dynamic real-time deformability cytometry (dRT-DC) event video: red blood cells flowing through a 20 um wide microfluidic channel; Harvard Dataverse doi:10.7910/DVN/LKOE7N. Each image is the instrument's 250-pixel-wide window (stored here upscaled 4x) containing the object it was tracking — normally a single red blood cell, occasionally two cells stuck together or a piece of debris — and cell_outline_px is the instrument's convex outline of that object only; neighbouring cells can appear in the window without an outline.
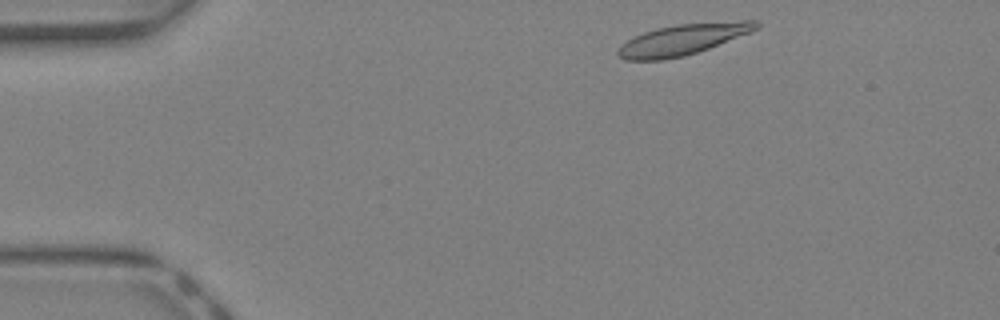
{"species": "Egyptian fruit bat (a non-hibernating species)", "species_latin": "Rousettus aegyptiacus", "temperature_condition": "warm", "stored_images_in_passage": 37, "camera_frame_rate_fps": 3000, "um_per_image_px": 0.085, "animal": {"sex": "female"}, "frame": {"image": 1, "passage_image": 2, "time_ms": 0.333, "image_size_px": [1000, 320], "cell_outline_px": [[760, 28], [708, 48], [684, 56], [664, 60], [624, 60], [616, 52], [628, 40], [644, 32], [656, 28], [676, 24], [744, 20], [756, 20], [760, 24]], "centroid_in_image_um": [58.06, 3.35], "position_along_channel_um": 26.9, "area_um2": 24.57}}
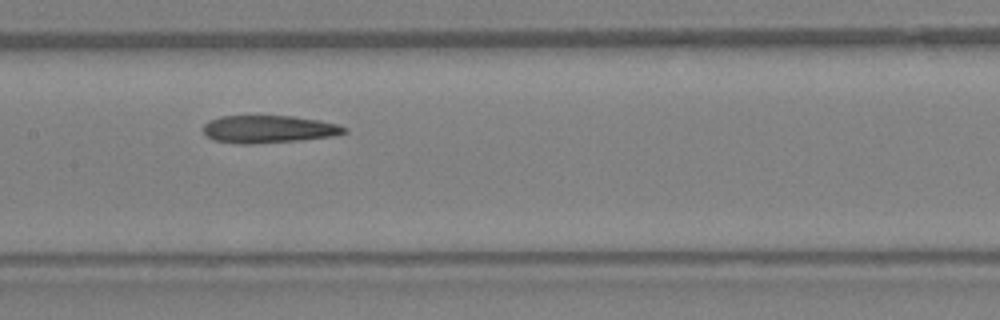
{"frame": {"image": 2, "passage_image": 16, "time_ms": 5.0, "image_size_px": [1000, 320], "cell_outline_px": [[348, 132], [332, 136], [300, 140], [252, 144], [240, 144], [212, 140], [204, 132], [204, 124], [208, 120], [220, 116], [292, 116], [320, 120], [336, 124], [348, 128]], "centroid_in_image_um": [22.83, 10.98], "position_along_channel_um": 184.6, "area_um2": 22.72}}
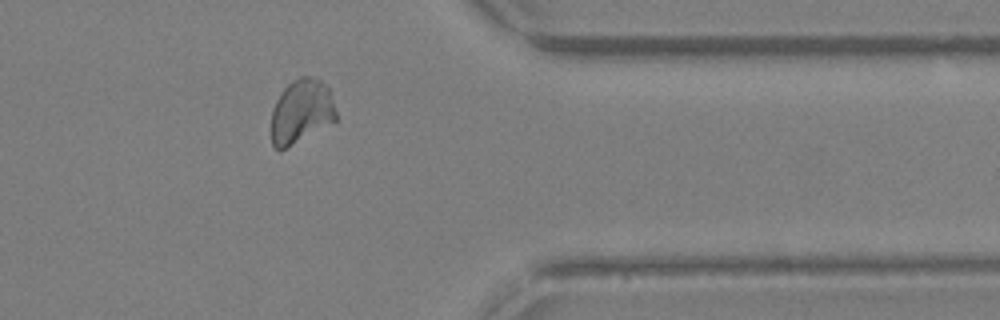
{"frame": {"image": 3, "passage_image": 29, "time_ms": 9.333, "image_size_px": [1000, 320], "cell_outline_px": [[336, 120], [280, 152], [272, 144], [272, 108], [280, 92], [288, 84], [300, 76], [312, 76], [320, 80], [328, 88], [336, 112]], "centroid_in_image_um": [25.58, 9.47], "position_along_channel_um": 385.8, "area_um2": 24.04}, "authors_computed_cell_mechanics": {"area_um2": 24.1026, "velocity_mm_per_s": 4.947, "shape_relaxation_time_tau1_ms": 4.6107, "shape_relaxation_time_tau2_ms": 1.7896, "deformation_change_tau1": 0.1891, "deformation_change_tau2": 0.0971}}